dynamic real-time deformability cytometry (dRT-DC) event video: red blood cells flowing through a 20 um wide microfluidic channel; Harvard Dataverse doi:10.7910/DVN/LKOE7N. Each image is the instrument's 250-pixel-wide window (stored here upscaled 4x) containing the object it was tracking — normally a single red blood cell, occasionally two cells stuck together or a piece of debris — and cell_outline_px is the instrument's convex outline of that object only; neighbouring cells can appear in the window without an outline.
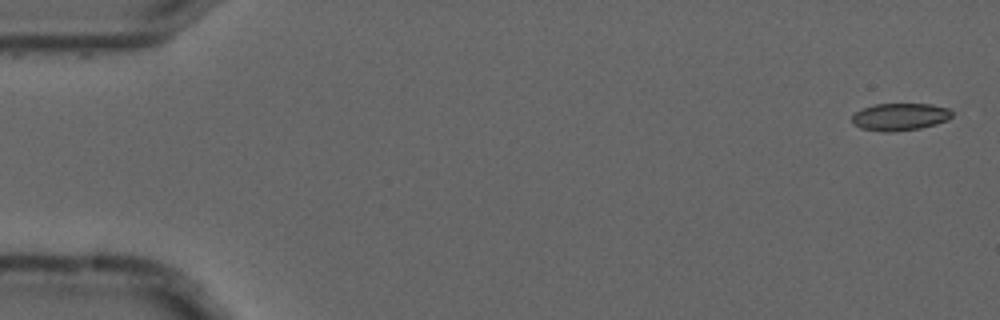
{"species": "common noctule bat (a hibernating species)", "species_latin": "Nyctalus noctula", "temperature_condition": "cold", "stored_images_in_passage": 5, "camera_frame_rate_fps": 3000, "um_per_image_px": 0.085, "animal": {"sex": "male", "forearm_length_mm": 52.5}, "frame": {"image": 1, "passage_image": 1, "time_ms": 0.0, "image_size_px": [1000, 320], "cell_outline_px": [[952, 116], [948, 120], [936, 124], [920, 128], [892, 132], [884, 132], [860, 128], [852, 124], [852, 116], [856, 112], [864, 108], [876, 104], [932, 104], [948, 108], [952, 112]], "centroid_in_image_um": [76.5, 9.93], "position_along_channel_um": 8.5, "area_um2": 15.95}}
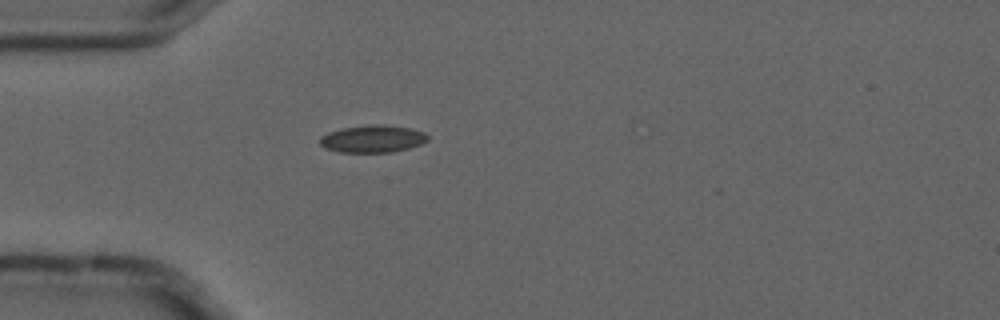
{"frame": {"image": 2, "passage_image": 5, "time_ms": 1.333, "image_size_px": [1000, 320], "cell_outline_px": [[428, 140], [420, 144], [408, 148], [392, 152], [340, 152], [324, 148], [320, 144], [320, 136], [328, 132], [344, 128], [372, 124], [384, 124], [408, 128], [424, 132], [428, 136]], "centroid_in_image_um": [31.66, 11.8], "position_along_channel_um": 53.3, "area_um2": 17.11}}